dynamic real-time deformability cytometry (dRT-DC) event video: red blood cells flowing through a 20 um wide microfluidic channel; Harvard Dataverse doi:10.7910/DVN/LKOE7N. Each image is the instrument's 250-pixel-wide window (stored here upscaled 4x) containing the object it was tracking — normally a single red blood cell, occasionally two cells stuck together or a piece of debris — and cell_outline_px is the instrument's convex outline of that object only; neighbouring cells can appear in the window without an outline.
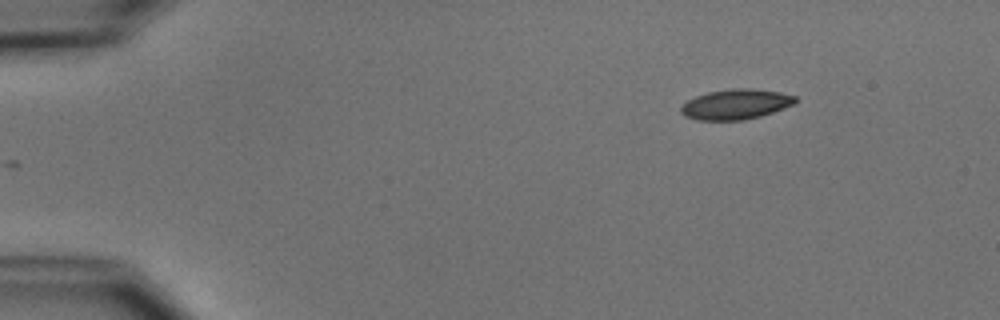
{"species": "common noctule bat (a hibernating species)", "species_latin": "Nyctalus noctula", "temperature_condition": "cold", "stored_images_in_passage": 47, "camera_frame_rate_fps": 3000, "um_per_image_px": 0.085, "animal": {"sex": "male", "body_mass_g": 15.6}, "frame": {"image": 1, "passage_image": 1, "time_ms": 0.0, "image_size_px": [1000, 320], "cell_outline_px": [[796, 100], [792, 104], [784, 108], [760, 116], [744, 120], [696, 120], [684, 116], [680, 112], [680, 108], [688, 100], [696, 96], [708, 92], [732, 88], [752, 88], [780, 92], [796, 96]], "centroid_in_image_um": [62.52, 8.86], "position_along_channel_um": 22.5, "area_um2": 20.06}}
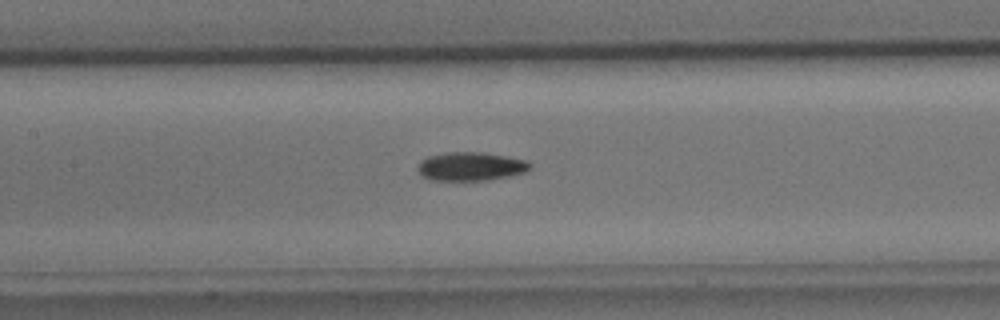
{"frame": {"image": 2, "passage_image": 19, "time_ms": 6.0, "image_size_px": [1000, 320], "cell_outline_px": [[532, 168], [524, 172], [508, 176], [488, 180], [432, 180], [424, 176], [416, 168], [420, 160], [428, 156], [444, 152], [484, 152], [528, 160], [532, 164]], "centroid_in_image_um": [40.03, 14.13], "position_along_channel_um": 167.4, "area_um2": 18.84}}
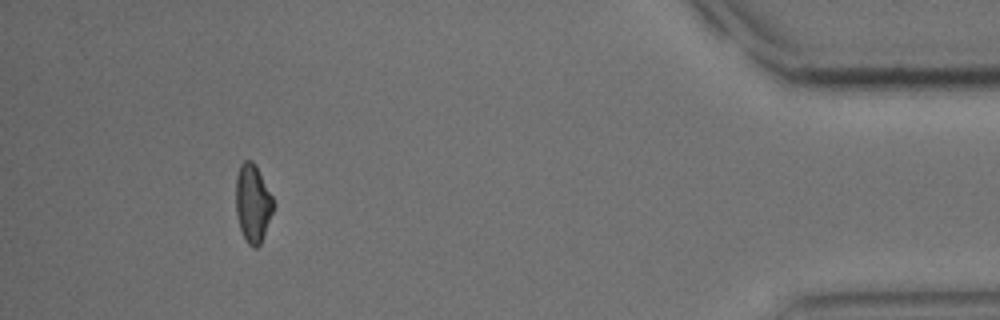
{"frame": {"image": 3, "passage_image": 43, "time_ms": 14.0, "image_size_px": [1000, 320], "cell_outline_px": [[276, 204], [260, 244], [256, 248], [252, 248], [248, 244], [240, 228], [236, 212], [236, 176], [240, 164], [244, 160], [252, 160], [272, 196]], "centroid_in_image_um": [21.49, 17.28], "position_along_channel_um": 413.7, "area_um2": 16.94}, "authors_computed_cell_mechanics": {"area_um2": 18.0336, "velocity_mm_per_s": 3.7745, "shape_relaxation_time_tau1_ms": 6.4168, "shape_relaxation_time_tau2_ms": 11.2208, "deformation_change_tau1": 0.1388, "deformation_change_tau2": 0.1956}}